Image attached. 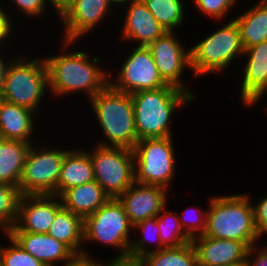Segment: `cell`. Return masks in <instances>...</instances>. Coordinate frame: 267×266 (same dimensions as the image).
<instances>
[{
  "label": "cell",
  "instance_id": "obj_1",
  "mask_svg": "<svg viewBox=\"0 0 267 266\" xmlns=\"http://www.w3.org/2000/svg\"><path fill=\"white\" fill-rule=\"evenodd\" d=\"M62 42L58 54L43 57L47 67L50 97L53 94L63 98L81 92L89 100L110 84V72L106 67V70L103 68V60L91 51L78 48L73 50L71 47L78 41Z\"/></svg>",
  "mask_w": 267,
  "mask_h": 266
},
{
  "label": "cell",
  "instance_id": "obj_2",
  "mask_svg": "<svg viewBox=\"0 0 267 266\" xmlns=\"http://www.w3.org/2000/svg\"><path fill=\"white\" fill-rule=\"evenodd\" d=\"M130 96L138 140L173 136L171 128L175 112L195 103L190 94L169 84L153 90L134 92Z\"/></svg>",
  "mask_w": 267,
  "mask_h": 266
},
{
  "label": "cell",
  "instance_id": "obj_3",
  "mask_svg": "<svg viewBox=\"0 0 267 266\" xmlns=\"http://www.w3.org/2000/svg\"><path fill=\"white\" fill-rule=\"evenodd\" d=\"M103 138L96 145L124 147L133 150L138 141L135 115L130 94L114 89L110 84L88 100ZM98 123V124H97ZM104 139V140H103Z\"/></svg>",
  "mask_w": 267,
  "mask_h": 266
},
{
  "label": "cell",
  "instance_id": "obj_4",
  "mask_svg": "<svg viewBox=\"0 0 267 266\" xmlns=\"http://www.w3.org/2000/svg\"><path fill=\"white\" fill-rule=\"evenodd\" d=\"M245 193L211 196L203 235L244 242L249 248L263 241L254 225L251 199Z\"/></svg>",
  "mask_w": 267,
  "mask_h": 266
},
{
  "label": "cell",
  "instance_id": "obj_5",
  "mask_svg": "<svg viewBox=\"0 0 267 266\" xmlns=\"http://www.w3.org/2000/svg\"><path fill=\"white\" fill-rule=\"evenodd\" d=\"M15 54L4 73L1 85L3 100L28 108L39 115L45 97H50L47 96L49 86L45 60L41 55L40 58L34 55L35 58L31 59L28 55Z\"/></svg>",
  "mask_w": 267,
  "mask_h": 266
},
{
  "label": "cell",
  "instance_id": "obj_6",
  "mask_svg": "<svg viewBox=\"0 0 267 266\" xmlns=\"http://www.w3.org/2000/svg\"><path fill=\"white\" fill-rule=\"evenodd\" d=\"M232 19V20H231ZM226 24H220L219 28L196 43L189 46L190 67L192 79L197 80L201 76L220 73L224 75L230 69L236 59L243 58L244 47L238 24L233 18ZM225 71V72H224ZM197 78V79H195Z\"/></svg>",
  "mask_w": 267,
  "mask_h": 266
},
{
  "label": "cell",
  "instance_id": "obj_7",
  "mask_svg": "<svg viewBox=\"0 0 267 266\" xmlns=\"http://www.w3.org/2000/svg\"><path fill=\"white\" fill-rule=\"evenodd\" d=\"M84 244L106 245L118 251L110 260H129L133 225L117 198H110L104 205L84 219ZM88 242V244H87ZM118 254V255H117ZM116 255V256H115Z\"/></svg>",
  "mask_w": 267,
  "mask_h": 266
},
{
  "label": "cell",
  "instance_id": "obj_8",
  "mask_svg": "<svg viewBox=\"0 0 267 266\" xmlns=\"http://www.w3.org/2000/svg\"><path fill=\"white\" fill-rule=\"evenodd\" d=\"M173 137L137 141L133 148L135 182L172 189L171 184L178 170Z\"/></svg>",
  "mask_w": 267,
  "mask_h": 266
},
{
  "label": "cell",
  "instance_id": "obj_9",
  "mask_svg": "<svg viewBox=\"0 0 267 266\" xmlns=\"http://www.w3.org/2000/svg\"><path fill=\"white\" fill-rule=\"evenodd\" d=\"M44 143L39 139L28 151L18 184L22 195L57 196V182L67 148L50 147Z\"/></svg>",
  "mask_w": 267,
  "mask_h": 266
},
{
  "label": "cell",
  "instance_id": "obj_10",
  "mask_svg": "<svg viewBox=\"0 0 267 266\" xmlns=\"http://www.w3.org/2000/svg\"><path fill=\"white\" fill-rule=\"evenodd\" d=\"M88 149L94 178L110 198H118L135 182L133 150L96 145Z\"/></svg>",
  "mask_w": 267,
  "mask_h": 266
},
{
  "label": "cell",
  "instance_id": "obj_11",
  "mask_svg": "<svg viewBox=\"0 0 267 266\" xmlns=\"http://www.w3.org/2000/svg\"><path fill=\"white\" fill-rule=\"evenodd\" d=\"M132 49L126 52L128 56L123 55L126 58L123 59V65L120 63L117 67V73L110 71V85L127 94L167 86L158 72L150 49L147 46H132Z\"/></svg>",
  "mask_w": 267,
  "mask_h": 266
},
{
  "label": "cell",
  "instance_id": "obj_12",
  "mask_svg": "<svg viewBox=\"0 0 267 266\" xmlns=\"http://www.w3.org/2000/svg\"><path fill=\"white\" fill-rule=\"evenodd\" d=\"M177 32H165L161 37L151 42L147 47L150 49L154 63L162 79L169 85L175 86L190 94L194 99V94L190 84L183 80V76L190 70L189 47L185 46L177 36ZM181 40V41H180ZM184 44V45H183Z\"/></svg>",
  "mask_w": 267,
  "mask_h": 266
},
{
  "label": "cell",
  "instance_id": "obj_13",
  "mask_svg": "<svg viewBox=\"0 0 267 266\" xmlns=\"http://www.w3.org/2000/svg\"><path fill=\"white\" fill-rule=\"evenodd\" d=\"M113 12L107 0H73L58 18L62 26L60 31H63L61 40L82 41V37L93 33L96 27H100L99 24H105L106 17Z\"/></svg>",
  "mask_w": 267,
  "mask_h": 266
},
{
  "label": "cell",
  "instance_id": "obj_14",
  "mask_svg": "<svg viewBox=\"0 0 267 266\" xmlns=\"http://www.w3.org/2000/svg\"><path fill=\"white\" fill-rule=\"evenodd\" d=\"M242 57L246 60L240 69V100L252 109L267 95V41L245 49Z\"/></svg>",
  "mask_w": 267,
  "mask_h": 266
},
{
  "label": "cell",
  "instance_id": "obj_15",
  "mask_svg": "<svg viewBox=\"0 0 267 266\" xmlns=\"http://www.w3.org/2000/svg\"><path fill=\"white\" fill-rule=\"evenodd\" d=\"M62 207L56 195H22L16 222L8 232L47 233Z\"/></svg>",
  "mask_w": 267,
  "mask_h": 266
},
{
  "label": "cell",
  "instance_id": "obj_16",
  "mask_svg": "<svg viewBox=\"0 0 267 266\" xmlns=\"http://www.w3.org/2000/svg\"><path fill=\"white\" fill-rule=\"evenodd\" d=\"M169 192L163 186L134 182L117 199L134 226L140 221L156 217L168 204Z\"/></svg>",
  "mask_w": 267,
  "mask_h": 266
},
{
  "label": "cell",
  "instance_id": "obj_17",
  "mask_svg": "<svg viewBox=\"0 0 267 266\" xmlns=\"http://www.w3.org/2000/svg\"><path fill=\"white\" fill-rule=\"evenodd\" d=\"M124 9V10H123ZM121 42L135 46H148L167 32L147 9L142 0H135L124 7ZM126 9V10H125ZM135 43V44H133Z\"/></svg>",
  "mask_w": 267,
  "mask_h": 266
},
{
  "label": "cell",
  "instance_id": "obj_18",
  "mask_svg": "<svg viewBox=\"0 0 267 266\" xmlns=\"http://www.w3.org/2000/svg\"><path fill=\"white\" fill-rule=\"evenodd\" d=\"M197 266H232L246 264L249 247L244 242L205 235L191 240Z\"/></svg>",
  "mask_w": 267,
  "mask_h": 266
},
{
  "label": "cell",
  "instance_id": "obj_19",
  "mask_svg": "<svg viewBox=\"0 0 267 266\" xmlns=\"http://www.w3.org/2000/svg\"><path fill=\"white\" fill-rule=\"evenodd\" d=\"M7 234L45 266H63L77 257L64 243L47 233L7 232Z\"/></svg>",
  "mask_w": 267,
  "mask_h": 266
},
{
  "label": "cell",
  "instance_id": "obj_20",
  "mask_svg": "<svg viewBox=\"0 0 267 266\" xmlns=\"http://www.w3.org/2000/svg\"><path fill=\"white\" fill-rule=\"evenodd\" d=\"M38 115L23 106L2 101L0 104V138L36 143V123ZM35 132V133H34Z\"/></svg>",
  "mask_w": 267,
  "mask_h": 266
},
{
  "label": "cell",
  "instance_id": "obj_21",
  "mask_svg": "<svg viewBox=\"0 0 267 266\" xmlns=\"http://www.w3.org/2000/svg\"><path fill=\"white\" fill-rule=\"evenodd\" d=\"M85 148H67L57 182V196L67 189L95 180L92 160L87 146Z\"/></svg>",
  "mask_w": 267,
  "mask_h": 266
},
{
  "label": "cell",
  "instance_id": "obj_22",
  "mask_svg": "<svg viewBox=\"0 0 267 266\" xmlns=\"http://www.w3.org/2000/svg\"><path fill=\"white\" fill-rule=\"evenodd\" d=\"M83 226L84 220L80 216L62 207L56 213L47 234L64 243L77 257L93 258L84 245Z\"/></svg>",
  "mask_w": 267,
  "mask_h": 266
},
{
  "label": "cell",
  "instance_id": "obj_23",
  "mask_svg": "<svg viewBox=\"0 0 267 266\" xmlns=\"http://www.w3.org/2000/svg\"><path fill=\"white\" fill-rule=\"evenodd\" d=\"M60 198L66 210L83 220L110 199L96 180L67 189Z\"/></svg>",
  "mask_w": 267,
  "mask_h": 266
},
{
  "label": "cell",
  "instance_id": "obj_24",
  "mask_svg": "<svg viewBox=\"0 0 267 266\" xmlns=\"http://www.w3.org/2000/svg\"><path fill=\"white\" fill-rule=\"evenodd\" d=\"M31 143L0 138V183L18 186Z\"/></svg>",
  "mask_w": 267,
  "mask_h": 266
},
{
  "label": "cell",
  "instance_id": "obj_25",
  "mask_svg": "<svg viewBox=\"0 0 267 266\" xmlns=\"http://www.w3.org/2000/svg\"><path fill=\"white\" fill-rule=\"evenodd\" d=\"M258 1L233 18L239 26L244 49L267 41V0Z\"/></svg>",
  "mask_w": 267,
  "mask_h": 266
},
{
  "label": "cell",
  "instance_id": "obj_26",
  "mask_svg": "<svg viewBox=\"0 0 267 266\" xmlns=\"http://www.w3.org/2000/svg\"><path fill=\"white\" fill-rule=\"evenodd\" d=\"M147 9L167 32L180 31L185 15L188 14V2L185 0H142ZM187 10V13L186 11Z\"/></svg>",
  "mask_w": 267,
  "mask_h": 266
},
{
  "label": "cell",
  "instance_id": "obj_27",
  "mask_svg": "<svg viewBox=\"0 0 267 266\" xmlns=\"http://www.w3.org/2000/svg\"><path fill=\"white\" fill-rule=\"evenodd\" d=\"M133 231H136V233L133 232L134 235H138L139 233L141 235L137 238H132L129 248L130 261H138L140 258L149 253L166 248L161 243V239L159 236V227L156 221V217L148 218L138 222L133 226ZM137 231L139 233H137ZM151 245H154L155 247L153 246V248H151Z\"/></svg>",
  "mask_w": 267,
  "mask_h": 266
},
{
  "label": "cell",
  "instance_id": "obj_28",
  "mask_svg": "<svg viewBox=\"0 0 267 266\" xmlns=\"http://www.w3.org/2000/svg\"><path fill=\"white\" fill-rule=\"evenodd\" d=\"M141 266H197V257L192 243L179 247L163 248L138 260Z\"/></svg>",
  "mask_w": 267,
  "mask_h": 266
},
{
  "label": "cell",
  "instance_id": "obj_29",
  "mask_svg": "<svg viewBox=\"0 0 267 266\" xmlns=\"http://www.w3.org/2000/svg\"><path fill=\"white\" fill-rule=\"evenodd\" d=\"M168 204L156 216L161 243L166 247H179L191 242L180 225L179 214L168 210Z\"/></svg>",
  "mask_w": 267,
  "mask_h": 266
},
{
  "label": "cell",
  "instance_id": "obj_30",
  "mask_svg": "<svg viewBox=\"0 0 267 266\" xmlns=\"http://www.w3.org/2000/svg\"><path fill=\"white\" fill-rule=\"evenodd\" d=\"M21 192L18 186L0 183V231L7 233L18 216Z\"/></svg>",
  "mask_w": 267,
  "mask_h": 266
},
{
  "label": "cell",
  "instance_id": "obj_31",
  "mask_svg": "<svg viewBox=\"0 0 267 266\" xmlns=\"http://www.w3.org/2000/svg\"><path fill=\"white\" fill-rule=\"evenodd\" d=\"M4 234L7 239L8 246L0 244V266H45L41 261L37 260L26 250L18 245V243L7 233Z\"/></svg>",
  "mask_w": 267,
  "mask_h": 266
},
{
  "label": "cell",
  "instance_id": "obj_32",
  "mask_svg": "<svg viewBox=\"0 0 267 266\" xmlns=\"http://www.w3.org/2000/svg\"><path fill=\"white\" fill-rule=\"evenodd\" d=\"M187 207L179 214L180 225L185 234L192 240L204 234L206 229L207 210L199 207ZM190 212V213H189Z\"/></svg>",
  "mask_w": 267,
  "mask_h": 266
},
{
  "label": "cell",
  "instance_id": "obj_33",
  "mask_svg": "<svg viewBox=\"0 0 267 266\" xmlns=\"http://www.w3.org/2000/svg\"><path fill=\"white\" fill-rule=\"evenodd\" d=\"M195 5V9H199V12H202V16H206L208 19H214L220 23L219 20H222L221 23L226 21L227 14L231 13L232 10L238 6L237 2L239 0H191ZM233 8V9H232ZM231 11V12H229ZM219 21V22H218Z\"/></svg>",
  "mask_w": 267,
  "mask_h": 266
},
{
  "label": "cell",
  "instance_id": "obj_34",
  "mask_svg": "<svg viewBox=\"0 0 267 266\" xmlns=\"http://www.w3.org/2000/svg\"><path fill=\"white\" fill-rule=\"evenodd\" d=\"M8 2L9 4L11 3L12 7L10 5V7L7 6L5 8L6 9L11 8L9 12L10 14L11 13L13 14L12 15V18H14L13 21H15V19L17 18L15 21L16 23H17V20H19L18 18L20 16L19 14H21L22 16L24 15L25 19L26 17H28V19L29 18L38 19V17L39 18L42 17L41 19H43V15L44 16L46 15L45 14L46 11L49 12V10L51 9L50 7H48L46 0H9ZM12 8L14 9V11ZM15 12H17L16 15H15ZM13 16H16V17H13Z\"/></svg>",
  "mask_w": 267,
  "mask_h": 266
},
{
  "label": "cell",
  "instance_id": "obj_35",
  "mask_svg": "<svg viewBox=\"0 0 267 266\" xmlns=\"http://www.w3.org/2000/svg\"><path fill=\"white\" fill-rule=\"evenodd\" d=\"M249 194L250 193L247 195L250 197L253 207L254 225L260 238L264 239V235L267 237V195L258 199L254 204V202H252L254 200H252V196Z\"/></svg>",
  "mask_w": 267,
  "mask_h": 266
},
{
  "label": "cell",
  "instance_id": "obj_36",
  "mask_svg": "<svg viewBox=\"0 0 267 266\" xmlns=\"http://www.w3.org/2000/svg\"><path fill=\"white\" fill-rule=\"evenodd\" d=\"M1 3L2 1H0V44L2 46L5 44L4 46L8 49V46L12 45L10 44L12 40L11 38L15 35V32H17L15 25L18 23L12 21V15L9 13V10L5 9L6 4L4 5ZM6 43H8V46H6Z\"/></svg>",
  "mask_w": 267,
  "mask_h": 266
},
{
  "label": "cell",
  "instance_id": "obj_37",
  "mask_svg": "<svg viewBox=\"0 0 267 266\" xmlns=\"http://www.w3.org/2000/svg\"><path fill=\"white\" fill-rule=\"evenodd\" d=\"M263 245H262V244ZM247 266H267V241L252 245L247 254Z\"/></svg>",
  "mask_w": 267,
  "mask_h": 266
},
{
  "label": "cell",
  "instance_id": "obj_38",
  "mask_svg": "<svg viewBox=\"0 0 267 266\" xmlns=\"http://www.w3.org/2000/svg\"><path fill=\"white\" fill-rule=\"evenodd\" d=\"M99 257L86 258V257H76L71 263L65 264L63 266H106V261L98 259Z\"/></svg>",
  "mask_w": 267,
  "mask_h": 266
},
{
  "label": "cell",
  "instance_id": "obj_39",
  "mask_svg": "<svg viewBox=\"0 0 267 266\" xmlns=\"http://www.w3.org/2000/svg\"><path fill=\"white\" fill-rule=\"evenodd\" d=\"M72 1L73 0H46L48 7L51 4L50 7L54 8V9H52L51 12H53V10H55L54 11V14H56V16L58 18L70 6V4L72 3Z\"/></svg>",
  "mask_w": 267,
  "mask_h": 266
},
{
  "label": "cell",
  "instance_id": "obj_40",
  "mask_svg": "<svg viewBox=\"0 0 267 266\" xmlns=\"http://www.w3.org/2000/svg\"><path fill=\"white\" fill-rule=\"evenodd\" d=\"M11 49H8L7 51L5 50L4 48V51L3 50L0 52V85H2V81H3V77H4V73H5V70H6V67L8 65V62L12 59V55H15L14 52L13 54L11 53L10 51ZM7 52L9 53V55L7 54ZM6 54V55H4ZM11 54V55H10ZM8 55V56H7ZM6 58H5V57ZM10 56V57H9Z\"/></svg>",
  "mask_w": 267,
  "mask_h": 266
},
{
  "label": "cell",
  "instance_id": "obj_41",
  "mask_svg": "<svg viewBox=\"0 0 267 266\" xmlns=\"http://www.w3.org/2000/svg\"><path fill=\"white\" fill-rule=\"evenodd\" d=\"M106 266H141L138 261L130 260H106Z\"/></svg>",
  "mask_w": 267,
  "mask_h": 266
},
{
  "label": "cell",
  "instance_id": "obj_42",
  "mask_svg": "<svg viewBox=\"0 0 267 266\" xmlns=\"http://www.w3.org/2000/svg\"><path fill=\"white\" fill-rule=\"evenodd\" d=\"M109 5L114 8V11L117 12L119 11L120 12V7L121 9L126 7L127 5H129L131 2L135 1V0H107ZM122 5V6H121ZM117 7V8H116ZM118 7H119V10H118ZM117 10H116V9Z\"/></svg>",
  "mask_w": 267,
  "mask_h": 266
},
{
  "label": "cell",
  "instance_id": "obj_43",
  "mask_svg": "<svg viewBox=\"0 0 267 266\" xmlns=\"http://www.w3.org/2000/svg\"><path fill=\"white\" fill-rule=\"evenodd\" d=\"M3 101V97H2V91H1V85H0V104Z\"/></svg>",
  "mask_w": 267,
  "mask_h": 266
},
{
  "label": "cell",
  "instance_id": "obj_44",
  "mask_svg": "<svg viewBox=\"0 0 267 266\" xmlns=\"http://www.w3.org/2000/svg\"><path fill=\"white\" fill-rule=\"evenodd\" d=\"M4 48H5V46H2V45L0 44V52H1L2 50H4Z\"/></svg>",
  "mask_w": 267,
  "mask_h": 266
},
{
  "label": "cell",
  "instance_id": "obj_45",
  "mask_svg": "<svg viewBox=\"0 0 267 266\" xmlns=\"http://www.w3.org/2000/svg\"><path fill=\"white\" fill-rule=\"evenodd\" d=\"M232 266H247L246 264L232 265Z\"/></svg>",
  "mask_w": 267,
  "mask_h": 266
}]
</instances>
